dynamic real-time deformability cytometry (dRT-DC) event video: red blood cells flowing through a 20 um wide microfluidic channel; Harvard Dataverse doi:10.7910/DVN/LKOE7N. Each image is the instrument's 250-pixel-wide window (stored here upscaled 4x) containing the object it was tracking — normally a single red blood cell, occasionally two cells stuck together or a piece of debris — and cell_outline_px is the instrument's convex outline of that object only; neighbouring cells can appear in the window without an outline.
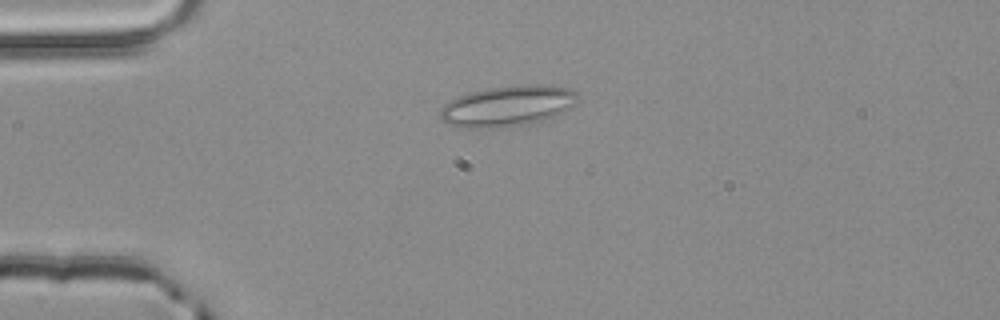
{"species": "common noctule bat (a hibernating species)", "species_latin": "Nyctalus noctula", "temperature_condition": "room temperature", "stored_images_in_passage": 1, "camera_frame_rate_fps": 3000, "um_per_image_px": 0.085, "animal": {"sex": "male", "body_mass_g": 20.4}, "frame": {"image": 1, "passage_image": 1, "time_ms": 0.0, "image_size_px": [1000, 320], "cell_outline_px": [[580, 100], [576, 104], [564, 112], [556, 116], [540, 120], [520, 124], [488, 128], [464, 128], [452, 124], [444, 120], [440, 116], [440, 108], [444, 104], [460, 96], [484, 88], [528, 84], [540, 84], [568, 88], [576, 92]], "centroid_in_image_um": [43.2, 8.99], "position_along_channel_um": 41.8, "area_um2": 32.31}}